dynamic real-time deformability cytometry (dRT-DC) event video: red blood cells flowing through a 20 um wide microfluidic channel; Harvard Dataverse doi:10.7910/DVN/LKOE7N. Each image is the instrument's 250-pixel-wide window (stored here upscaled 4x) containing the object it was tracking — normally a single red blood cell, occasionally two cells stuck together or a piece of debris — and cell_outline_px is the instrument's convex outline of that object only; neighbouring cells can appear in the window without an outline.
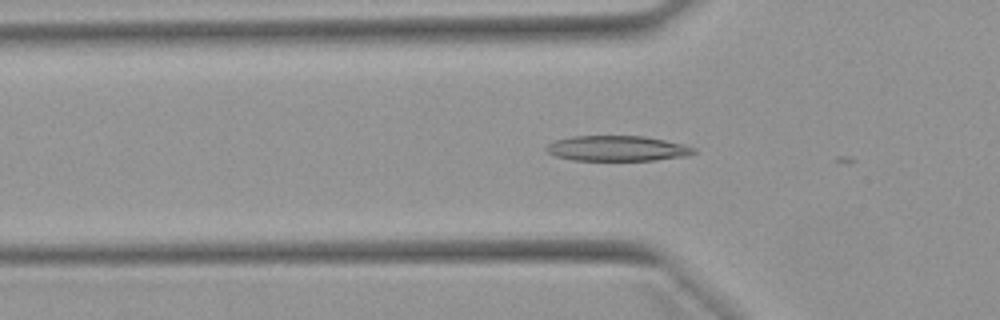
{"species": "Egyptian fruit bat (a non-hibernating species)", "species_latin": "Rousettus aegyptiacus", "temperature_condition": "warm", "stored_images_in_passage": 7, "camera_frame_rate_fps": 3000, "um_per_image_px": 0.085, "animal": {"sex": "female"}, "frame": {"image": 1, "passage_image": 3, "time_ms": 0.667, "image_size_px": [1000, 320], "cell_outline_px": [[696, 152], [688, 156], [656, 160], [572, 160], [556, 156], [548, 152], [544, 148], [548, 144], [556, 140], [572, 136], [644, 136], [684, 144], [696, 148]], "centroid_in_image_um": [52.49, 12.61], "position_along_channel_um": 73.3, "area_um2": 21.79}}
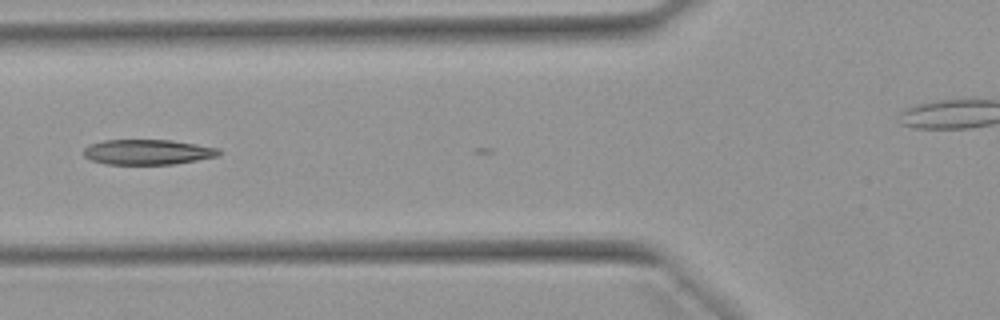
{"frame": {"image": 2, "passage_image": 6, "time_ms": 1.667, "image_size_px": [1000, 320], "cell_outline_px": [[220, 156], [172, 164], [104, 164], [92, 160], [84, 156], [84, 148], [88, 144], [104, 140], [172, 140], [220, 148]], "centroid_in_image_um": [12.55, 12.92], "position_along_channel_um": 113.3, "area_um2": 19.88}}